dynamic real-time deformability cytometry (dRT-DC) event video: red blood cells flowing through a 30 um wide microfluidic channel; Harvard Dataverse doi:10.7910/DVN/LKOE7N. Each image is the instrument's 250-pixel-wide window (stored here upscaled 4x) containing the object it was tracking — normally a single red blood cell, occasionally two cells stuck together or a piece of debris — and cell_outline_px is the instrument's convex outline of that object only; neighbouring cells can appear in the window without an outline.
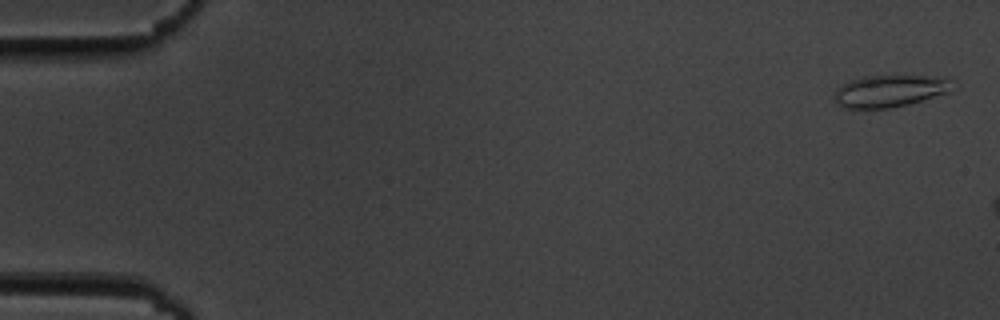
{"species": "common noctule bat (a hibernating species)", "species_latin": "Nyctalus noctula", "temperature_condition": "cold", "stored_images_in_passage": 8, "camera_frame_rate_fps": 3000, "um_per_image_px": 0.085, "animal": {"sex": "male", "body_mass_g": 19.5, "forearm_length_mm": 54.6}, "frame": {"image": 1, "passage_image": 2, "time_ms": 0.333, "image_size_px": [1000, 320], "cell_outline_px": [[956, 88], [948, 92], [908, 104], [888, 108], [844, 108], [832, 96], [836, 88], [840, 84], [848, 80], [864, 76], [924, 76], [948, 80]], "centroid_in_image_um": [75.54, 7.73], "position_along_channel_um": 9.5, "area_um2": 21.79}}